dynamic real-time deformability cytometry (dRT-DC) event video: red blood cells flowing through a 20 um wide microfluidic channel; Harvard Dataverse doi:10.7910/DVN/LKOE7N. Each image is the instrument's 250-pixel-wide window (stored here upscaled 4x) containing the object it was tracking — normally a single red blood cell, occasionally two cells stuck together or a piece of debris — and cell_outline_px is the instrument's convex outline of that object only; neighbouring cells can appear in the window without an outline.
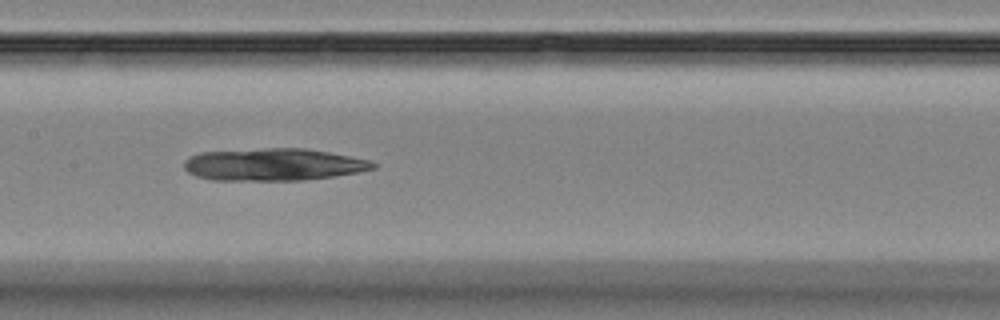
{"species": "Egyptian fruit bat (a non-hibernating species)", "species_latin": "Rousettus aegyptiacus", "temperature_condition": "room temperature", "stored_images_in_passage": 7, "camera_frame_rate_fps": 3000, "um_per_image_px": 0.085, "animal": {"sex": "female"}, "frame": {"image": 1, "passage_image": 7, "time_ms": 7.333, "image_size_px": [1000, 320], "cell_outline_px": [[380, 164], [376, 168], [356, 172], [332, 176], [304, 180], [212, 180], [196, 176], [188, 172], [184, 168], [184, 160], [188, 156], [200, 152], [264, 148], [304, 148], [328, 152], [368, 160]], "centroid_in_image_um": [23.2, 13.98], "position_along_channel_um": 184.2, "area_um2": 35.55}}